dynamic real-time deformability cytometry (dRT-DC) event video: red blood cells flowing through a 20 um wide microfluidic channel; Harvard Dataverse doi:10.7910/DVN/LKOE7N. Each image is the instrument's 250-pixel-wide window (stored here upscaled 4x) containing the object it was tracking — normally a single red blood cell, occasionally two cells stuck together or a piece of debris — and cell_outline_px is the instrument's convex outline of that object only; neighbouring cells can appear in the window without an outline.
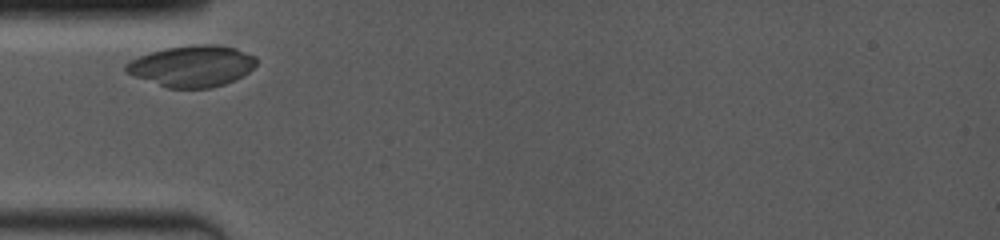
{"species": "common noctule bat (a hibernating species)", "species_latin": "Nyctalus noctula", "temperature_condition": "room temperature", "stored_images_in_passage": 5, "camera_frame_rate_fps": 4000, "um_per_image_px": 0.085, "animal": {"sex": "female", "body_mass_g": 19.0, "forearm_length_mm": 53.3}, "frame": {"image": 1, "passage_image": 1, "time_ms": 0.0, "image_size_px": [1000, 240], "cell_outline_px": [[256, 64], [248, 72], [236, 80], [212, 88], [168, 88], [124, 72], [124, 64], [140, 56], [164, 48], [192, 44], [216, 44], [236, 48], [256, 56]], "centroid_in_image_um": [16.34, 5.61], "position_along_channel_um": 68.7, "area_um2": 31.44}}
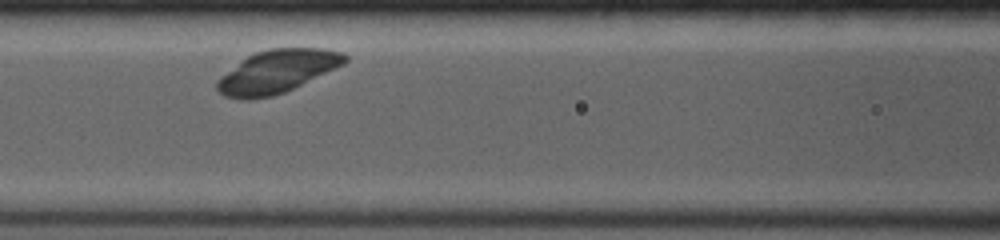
{"frame": {"image": 2, "passage_image": 4, "time_ms": 2.0, "image_size_px": [1000, 240], "cell_outline_px": [[348, 60], [344, 64], [336, 68], [284, 92], [272, 96], [252, 100], [240, 100], [224, 96], [216, 88], [216, 80], [220, 76], [240, 60], [256, 52], [268, 48], [320, 48], [344, 52], [348, 56]], "centroid_in_image_um": [23.52, 6.08], "position_along_channel_um": 143.1, "area_um2": 32.14}}